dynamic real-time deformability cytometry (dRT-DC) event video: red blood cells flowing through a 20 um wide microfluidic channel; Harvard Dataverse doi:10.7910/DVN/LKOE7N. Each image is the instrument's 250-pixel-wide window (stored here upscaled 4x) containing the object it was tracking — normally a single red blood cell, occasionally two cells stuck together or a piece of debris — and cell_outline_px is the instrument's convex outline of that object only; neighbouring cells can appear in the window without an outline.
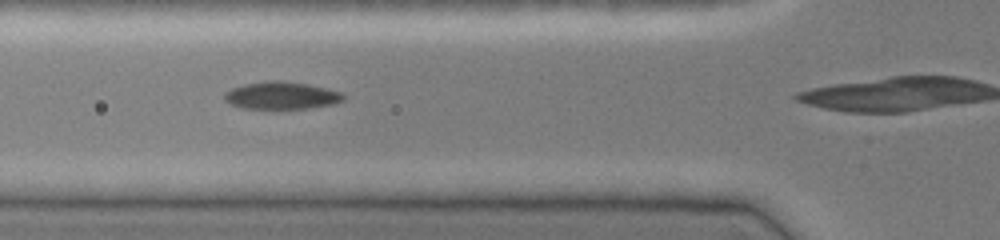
{"species": "common noctule bat (a hibernating species)", "species_latin": "Nyctalus noctula", "temperature_condition": "cold", "stored_images_in_passage": 4, "camera_frame_rate_fps": 3000, "um_per_image_px": 0.085, "animal": {"sex": "female", "body_mass_g": 19.0, "forearm_length_mm": 51.5}, "frame": {"image": 1, "passage_image": 2, "time_ms": 0.333, "image_size_px": [1000, 240], "cell_outline_px": [[344, 100], [332, 104], [308, 108], [240, 108], [228, 104], [224, 100], [224, 92], [232, 88], [244, 84], [272, 80], [280, 80], [308, 84], [328, 88], [344, 92]], "centroid_in_image_um": [23.91, 8.11], "position_along_channel_um": 101.9, "area_um2": 19.13}}